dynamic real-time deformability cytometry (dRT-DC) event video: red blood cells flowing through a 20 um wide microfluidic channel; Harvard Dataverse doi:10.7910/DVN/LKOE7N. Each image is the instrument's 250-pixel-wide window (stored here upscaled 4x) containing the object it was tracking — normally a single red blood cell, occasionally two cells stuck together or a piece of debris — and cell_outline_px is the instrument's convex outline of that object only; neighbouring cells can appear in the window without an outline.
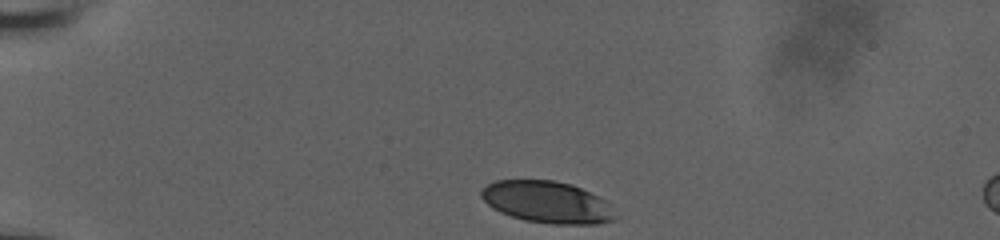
{"species": "human", "species_latin": "Homo sapiens", "temperature_condition": "room temperature", "stored_images_in_passage": 4, "segment_of_instrument_passage": [1, 2], "camera_frame_rate_fps": 3000, "um_per_image_px": 0.085, "donor": {"sex": "male"}, "frame": {"image": 1, "passage_image": 1, "time_ms": 0.0, "image_size_px": [1000, 240], "cell_outline_px": [[616, 220], [596, 224], [552, 224], [524, 220], [500, 212], [492, 208], [480, 196], [480, 192], [488, 184], [496, 180], [552, 180], [572, 184], [604, 200], [616, 216]], "centroid_in_image_um": [46.48, 17.18], "position_along_channel_um": 38.5, "area_um2": 32.37}}